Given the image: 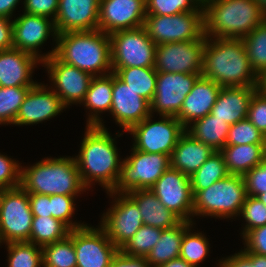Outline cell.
I'll use <instances>...</instances> for the list:
<instances>
[{"label": "cell", "instance_id": "56", "mask_svg": "<svg viewBox=\"0 0 266 267\" xmlns=\"http://www.w3.org/2000/svg\"><path fill=\"white\" fill-rule=\"evenodd\" d=\"M159 267H194V266L190 265L184 259L179 257L176 259H172L169 262L160 265Z\"/></svg>", "mask_w": 266, "mask_h": 267}, {"label": "cell", "instance_id": "52", "mask_svg": "<svg viewBox=\"0 0 266 267\" xmlns=\"http://www.w3.org/2000/svg\"><path fill=\"white\" fill-rule=\"evenodd\" d=\"M13 48V20L0 17V51Z\"/></svg>", "mask_w": 266, "mask_h": 267}, {"label": "cell", "instance_id": "1", "mask_svg": "<svg viewBox=\"0 0 266 267\" xmlns=\"http://www.w3.org/2000/svg\"><path fill=\"white\" fill-rule=\"evenodd\" d=\"M202 76L221 87H258L242 39L207 37Z\"/></svg>", "mask_w": 266, "mask_h": 267}, {"label": "cell", "instance_id": "60", "mask_svg": "<svg viewBox=\"0 0 266 267\" xmlns=\"http://www.w3.org/2000/svg\"><path fill=\"white\" fill-rule=\"evenodd\" d=\"M3 190H4V189H3L2 187H0V196H1V193H2Z\"/></svg>", "mask_w": 266, "mask_h": 267}, {"label": "cell", "instance_id": "51", "mask_svg": "<svg viewBox=\"0 0 266 267\" xmlns=\"http://www.w3.org/2000/svg\"><path fill=\"white\" fill-rule=\"evenodd\" d=\"M110 267H150L145 257L128 256L121 252L112 258Z\"/></svg>", "mask_w": 266, "mask_h": 267}, {"label": "cell", "instance_id": "35", "mask_svg": "<svg viewBox=\"0 0 266 267\" xmlns=\"http://www.w3.org/2000/svg\"><path fill=\"white\" fill-rule=\"evenodd\" d=\"M42 259V267H77L72 230L66 238L43 246Z\"/></svg>", "mask_w": 266, "mask_h": 267}, {"label": "cell", "instance_id": "7", "mask_svg": "<svg viewBox=\"0 0 266 267\" xmlns=\"http://www.w3.org/2000/svg\"><path fill=\"white\" fill-rule=\"evenodd\" d=\"M132 150L131 155L123 160L119 178L111 192L129 193L133 190L151 189L170 167V156L167 154Z\"/></svg>", "mask_w": 266, "mask_h": 267}, {"label": "cell", "instance_id": "16", "mask_svg": "<svg viewBox=\"0 0 266 267\" xmlns=\"http://www.w3.org/2000/svg\"><path fill=\"white\" fill-rule=\"evenodd\" d=\"M202 74L167 73L157 74L156 90L150 103L151 114L176 117L185 97L190 93Z\"/></svg>", "mask_w": 266, "mask_h": 267}, {"label": "cell", "instance_id": "36", "mask_svg": "<svg viewBox=\"0 0 266 267\" xmlns=\"http://www.w3.org/2000/svg\"><path fill=\"white\" fill-rule=\"evenodd\" d=\"M242 40L250 65L259 77L266 71V19Z\"/></svg>", "mask_w": 266, "mask_h": 267}, {"label": "cell", "instance_id": "11", "mask_svg": "<svg viewBox=\"0 0 266 267\" xmlns=\"http://www.w3.org/2000/svg\"><path fill=\"white\" fill-rule=\"evenodd\" d=\"M152 115L128 131L134 137L133 148L145 153L171 156L179 137L185 132V127L176 117L161 116V120L154 122Z\"/></svg>", "mask_w": 266, "mask_h": 267}, {"label": "cell", "instance_id": "47", "mask_svg": "<svg viewBox=\"0 0 266 267\" xmlns=\"http://www.w3.org/2000/svg\"><path fill=\"white\" fill-rule=\"evenodd\" d=\"M246 193L257 197L266 192V158L256 167L243 175Z\"/></svg>", "mask_w": 266, "mask_h": 267}, {"label": "cell", "instance_id": "8", "mask_svg": "<svg viewBox=\"0 0 266 267\" xmlns=\"http://www.w3.org/2000/svg\"><path fill=\"white\" fill-rule=\"evenodd\" d=\"M143 27L156 45L202 39L204 8L175 15H146Z\"/></svg>", "mask_w": 266, "mask_h": 267}, {"label": "cell", "instance_id": "14", "mask_svg": "<svg viewBox=\"0 0 266 267\" xmlns=\"http://www.w3.org/2000/svg\"><path fill=\"white\" fill-rule=\"evenodd\" d=\"M72 241L77 267H110L112 258L119 251L101 226L94 228L85 224L73 229Z\"/></svg>", "mask_w": 266, "mask_h": 267}, {"label": "cell", "instance_id": "2", "mask_svg": "<svg viewBox=\"0 0 266 267\" xmlns=\"http://www.w3.org/2000/svg\"><path fill=\"white\" fill-rule=\"evenodd\" d=\"M78 156H75L80 179L86 189L99 182L111 192L119 178L121 164L115 139L104 127L87 125Z\"/></svg>", "mask_w": 266, "mask_h": 267}, {"label": "cell", "instance_id": "24", "mask_svg": "<svg viewBox=\"0 0 266 267\" xmlns=\"http://www.w3.org/2000/svg\"><path fill=\"white\" fill-rule=\"evenodd\" d=\"M221 88L219 84L201 75L185 97L176 118L187 128L194 120L210 114Z\"/></svg>", "mask_w": 266, "mask_h": 267}, {"label": "cell", "instance_id": "54", "mask_svg": "<svg viewBox=\"0 0 266 267\" xmlns=\"http://www.w3.org/2000/svg\"><path fill=\"white\" fill-rule=\"evenodd\" d=\"M20 0H0V17L10 19Z\"/></svg>", "mask_w": 266, "mask_h": 267}, {"label": "cell", "instance_id": "10", "mask_svg": "<svg viewBox=\"0 0 266 267\" xmlns=\"http://www.w3.org/2000/svg\"><path fill=\"white\" fill-rule=\"evenodd\" d=\"M110 41L112 68L154 67L156 44L143 26L116 31Z\"/></svg>", "mask_w": 266, "mask_h": 267}, {"label": "cell", "instance_id": "33", "mask_svg": "<svg viewBox=\"0 0 266 267\" xmlns=\"http://www.w3.org/2000/svg\"><path fill=\"white\" fill-rule=\"evenodd\" d=\"M70 231L65 223L52 216H33L30 243L43 247L66 238Z\"/></svg>", "mask_w": 266, "mask_h": 267}, {"label": "cell", "instance_id": "57", "mask_svg": "<svg viewBox=\"0 0 266 267\" xmlns=\"http://www.w3.org/2000/svg\"><path fill=\"white\" fill-rule=\"evenodd\" d=\"M258 89L266 94V71L259 76Z\"/></svg>", "mask_w": 266, "mask_h": 267}, {"label": "cell", "instance_id": "38", "mask_svg": "<svg viewBox=\"0 0 266 267\" xmlns=\"http://www.w3.org/2000/svg\"><path fill=\"white\" fill-rule=\"evenodd\" d=\"M162 230L143 224L120 251L128 256L146 257L159 241Z\"/></svg>", "mask_w": 266, "mask_h": 267}, {"label": "cell", "instance_id": "26", "mask_svg": "<svg viewBox=\"0 0 266 267\" xmlns=\"http://www.w3.org/2000/svg\"><path fill=\"white\" fill-rule=\"evenodd\" d=\"M214 152L211 146L194 139L185 131L170 156V167L190 177Z\"/></svg>", "mask_w": 266, "mask_h": 267}, {"label": "cell", "instance_id": "21", "mask_svg": "<svg viewBox=\"0 0 266 267\" xmlns=\"http://www.w3.org/2000/svg\"><path fill=\"white\" fill-rule=\"evenodd\" d=\"M100 0H59L57 34L98 30Z\"/></svg>", "mask_w": 266, "mask_h": 267}, {"label": "cell", "instance_id": "39", "mask_svg": "<svg viewBox=\"0 0 266 267\" xmlns=\"http://www.w3.org/2000/svg\"><path fill=\"white\" fill-rule=\"evenodd\" d=\"M190 226L185 232L181 242L180 258L190 265L198 267L209 253V243L202 233L190 232Z\"/></svg>", "mask_w": 266, "mask_h": 267}, {"label": "cell", "instance_id": "13", "mask_svg": "<svg viewBox=\"0 0 266 267\" xmlns=\"http://www.w3.org/2000/svg\"><path fill=\"white\" fill-rule=\"evenodd\" d=\"M205 43L206 36L198 40L156 45L154 68L158 73L202 74Z\"/></svg>", "mask_w": 266, "mask_h": 267}, {"label": "cell", "instance_id": "53", "mask_svg": "<svg viewBox=\"0 0 266 267\" xmlns=\"http://www.w3.org/2000/svg\"><path fill=\"white\" fill-rule=\"evenodd\" d=\"M219 267H256L252 261L242 252L220 260Z\"/></svg>", "mask_w": 266, "mask_h": 267}, {"label": "cell", "instance_id": "9", "mask_svg": "<svg viewBox=\"0 0 266 267\" xmlns=\"http://www.w3.org/2000/svg\"><path fill=\"white\" fill-rule=\"evenodd\" d=\"M33 214L28 193L21 187L0 196V243L30 242Z\"/></svg>", "mask_w": 266, "mask_h": 267}, {"label": "cell", "instance_id": "34", "mask_svg": "<svg viewBox=\"0 0 266 267\" xmlns=\"http://www.w3.org/2000/svg\"><path fill=\"white\" fill-rule=\"evenodd\" d=\"M229 175L224 158L220 151H215L203 165L190 176L193 196L200 190L206 189L216 181Z\"/></svg>", "mask_w": 266, "mask_h": 267}, {"label": "cell", "instance_id": "15", "mask_svg": "<svg viewBox=\"0 0 266 267\" xmlns=\"http://www.w3.org/2000/svg\"><path fill=\"white\" fill-rule=\"evenodd\" d=\"M151 191L159 201L182 221L193 222V194L190 177L169 167L155 182Z\"/></svg>", "mask_w": 266, "mask_h": 267}, {"label": "cell", "instance_id": "25", "mask_svg": "<svg viewBox=\"0 0 266 267\" xmlns=\"http://www.w3.org/2000/svg\"><path fill=\"white\" fill-rule=\"evenodd\" d=\"M258 87H222L211 115L229 125L247 118L249 104Z\"/></svg>", "mask_w": 266, "mask_h": 267}, {"label": "cell", "instance_id": "50", "mask_svg": "<svg viewBox=\"0 0 266 267\" xmlns=\"http://www.w3.org/2000/svg\"><path fill=\"white\" fill-rule=\"evenodd\" d=\"M28 199L33 216H52L49 195L28 193Z\"/></svg>", "mask_w": 266, "mask_h": 267}, {"label": "cell", "instance_id": "43", "mask_svg": "<svg viewBox=\"0 0 266 267\" xmlns=\"http://www.w3.org/2000/svg\"><path fill=\"white\" fill-rule=\"evenodd\" d=\"M240 214L247 222L242 237L250 230L266 225V205L257 197L247 195Z\"/></svg>", "mask_w": 266, "mask_h": 267}, {"label": "cell", "instance_id": "44", "mask_svg": "<svg viewBox=\"0 0 266 267\" xmlns=\"http://www.w3.org/2000/svg\"><path fill=\"white\" fill-rule=\"evenodd\" d=\"M76 196L54 194L50 196L52 217L65 223L71 230L80 228L85 224L72 223L71 217L75 212L74 200Z\"/></svg>", "mask_w": 266, "mask_h": 267}, {"label": "cell", "instance_id": "31", "mask_svg": "<svg viewBox=\"0 0 266 267\" xmlns=\"http://www.w3.org/2000/svg\"><path fill=\"white\" fill-rule=\"evenodd\" d=\"M185 128L194 139L211 146L215 151H220L226 146L230 125L211 114L194 120ZM190 127V128H189Z\"/></svg>", "mask_w": 266, "mask_h": 267}, {"label": "cell", "instance_id": "30", "mask_svg": "<svg viewBox=\"0 0 266 267\" xmlns=\"http://www.w3.org/2000/svg\"><path fill=\"white\" fill-rule=\"evenodd\" d=\"M192 225L193 222L181 221L172 228L163 229L159 241L145 257L150 267H159L179 258L184 232Z\"/></svg>", "mask_w": 266, "mask_h": 267}, {"label": "cell", "instance_id": "12", "mask_svg": "<svg viewBox=\"0 0 266 267\" xmlns=\"http://www.w3.org/2000/svg\"><path fill=\"white\" fill-rule=\"evenodd\" d=\"M114 204L103 214L100 226L110 241L121 250L143 225L141 212L136 202L127 193L109 192Z\"/></svg>", "mask_w": 266, "mask_h": 267}, {"label": "cell", "instance_id": "19", "mask_svg": "<svg viewBox=\"0 0 266 267\" xmlns=\"http://www.w3.org/2000/svg\"><path fill=\"white\" fill-rule=\"evenodd\" d=\"M50 35L56 41L58 34L55 24L48 17L24 12L13 20V48L26 51L41 61H43V55L38 54L39 47L46 42Z\"/></svg>", "mask_w": 266, "mask_h": 267}, {"label": "cell", "instance_id": "37", "mask_svg": "<svg viewBox=\"0 0 266 267\" xmlns=\"http://www.w3.org/2000/svg\"><path fill=\"white\" fill-rule=\"evenodd\" d=\"M8 267L43 266L42 247L30 242L7 243Z\"/></svg>", "mask_w": 266, "mask_h": 267}, {"label": "cell", "instance_id": "20", "mask_svg": "<svg viewBox=\"0 0 266 267\" xmlns=\"http://www.w3.org/2000/svg\"><path fill=\"white\" fill-rule=\"evenodd\" d=\"M111 114L123 130L128 132L134 125L151 114L150 103L137 95L113 73Z\"/></svg>", "mask_w": 266, "mask_h": 267}, {"label": "cell", "instance_id": "18", "mask_svg": "<svg viewBox=\"0 0 266 267\" xmlns=\"http://www.w3.org/2000/svg\"><path fill=\"white\" fill-rule=\"evenodd\" d=\"M145 0H100L98 29L106 34L144 26Z\"/></svg>", "mask_w": 266, "mask_h": 267}, {"label": "cell", "instance_id": "27", "mask_svg": "<svg viewBox=\"0 0 266 267\" xmlns=\"http://www.w3.org/2000/svg\"><path fill=\"white\" fill-rule=\"evenodd\" d=\"M127 194L136 202L144 225L169 229L182 221L159 201L151 189L133 190Z\"/></svg>", "mask_w": 266, "mask_h": 267}, {"label": "cell", "instance_id": "46", "mask_svg": "<svg viewBox=\"0 0 266 267\" xmlns=\"http://www.w3.org/2000/svg\"><path fill=\"white\" fill-rule=\"evenodd\" d=\"M21 168L17 161L0 153V187L17 188L21 184Z\"/></svg>", "mask_w": 266, "mask_h": 267}, {"label": "cell", "instance_id": "45", "mask_svg": "<svg viewBox=\"0 0 266 267\" xmlns=\"http://www.w3.org/2000/svg\"><path fill=\"white\" fill-rule=\"evenodd\" d=\"M247 119L266 137V94L259 89L252 96Z\"/></svg>", "mask_w": 266, "mask_h": 267}, {"label": "cell", "instance_id": "28", "mask_svg": "<svg viewBox=\"0 0 266 267\" xmlns=\"http://www.w3.org/2000/svg\"><path fill=\"white\" fill-rule=\"evenodd\" d=\"M113 89V72L103 76H94L90 82L89 89L82 103L93 112L89 117L86 125L100 126L104 128L102 118L99 114L103 111H111Z\"/></svg>", "mask_w": 266, "mask_h": 267}, {"label": "cell", "instance_id": "17", "mask_svg": "<svg viewBox=\"0 0 266 267\" xmlns=\"http://www.w3.org/2000/svg\"><path fill=\"white\" fill-rule=\"evenodd\" d=\"M41 64L47 67L49 78L51 82L53 81L52 86H55L52 90L66 107L84 101L92 75L61 62L55 55L43 60Z\"/></svg>", "mask_w": 266, "mask_h": 267}, {"label": "cell", "instance_id": "32", "mask_svg": "<svg viewBox=\"0 0 266 267\" xmlns=\"http://www.w3.org/2000/svg\"><path fill=\"white\" fill-rule=\"evenodd\" d=\"M112 71L137 95L151 103L156 90L158 74L154 67L112 68Z\"/></svg>", "mask_w": 266, "mask_h": 267}, {"label": "cell", "instance_id": "4", "mask_svg": "<svg viewBox=\"0 0 266 267\" xmlns=\"http://www.w3.org/2000/svg\"><path fill=\"white\" fill-rule=\"evenodd\" d=\"M203 8L207 37L242 39L266 19L255 0H206Z\"/></svg>", "mask_w": 266, "mask_h": 267}, {"label": "cell", "instance_id": "41", "mask_svg": "<svg viewBox=\"0 0 266 267\" xmlns=\"http://www.w3.org/2000/svg\"><path fill=\"white\" fill-rule=\"evenodd\" d=\"M146 15H175L181 12L199 11L201 0H145Z\"/></svg>", "mask_w": 266, "mask_h": 267}, {"label": "cell", "instance_id": "23", "mask_svg": "<svg viewBox=\"0 0 266 267\" xmlns=\"http://www.w3.org/2000/svg\"><path fill=\"white\" fill-rule=\"evenodd\" d=\"M37 63L42 61L36 56L19 49L0 51V87H32V73Z\"/></svg>", "mask_w": 266, "mask_h": 267}, {"label": "cell", "instance_id": "29", "mask_svg": "<svg viewBox=\"0 0 266 267\" xmlns=\"http://www.w3.org/2000/svg\"><path fill=\"white\" fill-rule=\"evenodd\" d=\"M220 153L228 173L243 176L266 158V145H226Z\"/></svg>", "mask_w": 266, "mask_h": 267}, {"label": "cell", "instance_id": "58", "mask_svg": "<svg viewBox=\"0 0 266 267\" xmlns=\"http://www.w3.org/2000/svg\"><path fill=\"white\" fill-rule=\"evenodd\" d=\"M261 7L265 17H266V0H255Z\"/></svg>", "mask_w": 266, "mask_h": 267}, {"label": "cell", "instance_id": "55", "mask_svg": "<svg viewBox=\"0 0 266 267\" xmlns=\"http://www.w3.org/2000/svg\"><path fill=\"white\" fill-rule=\"evenodd\" d=\"M256 267H266V256L258 255L251 252H243Z\"/></svg>", "mask_w": 266, "mask_h": 267}, {"label": "cell", "instance_id": "59", "mask_svg": "<svg viewBox=\"0 0 266 267\" xmlns=\"http://www.w3.org/2000/svg\"><path fill=\"white\" fill-rule=\"evenodd\" d=\"M257 198L266 205V192H263L262 194H259Z\"/></svg>", "mask_w": 266, "mask_h": 267}, {"label": "cell", "instance_id": "42", "mask_svg": "<svg viewBox=\"0 0 266 267\" xmlns=\"http://www.w3.org/2000/svg\"><path fill=\"white\" fill-rule=\"evenodd\" d=\"M266 145V137L246 118L230 125L226 145Z\"/></svg>", "mask_w": 266, "mask_h": 267}, {"label": "cell", "instance_id": "3", "mask_svg": "<svg viewBox=\"0 0 266 267\" xmlns=\"http://www.w3.org/2000/svg\"><path fill=\"white\" fill-rule=\"evenodd\" d=\"M52 55L93 77L113 72L110 35L99 29L58 34L56 46L43 55V60Z\"/></svg>", "mask_w": 266, "mask_h": 267}, {"label": "cell", "instance_id": "49", "mask_svg": "<svg viewBox=\"0 0 266 267\" xmlns=\"http://www.w3.org/2000/svg\"><path fill=\"white\" fill-rule=\"evenodd\" d=\"M246 248L242 252H251L266 256V225L250 230L244 237Z\"/></svg>", "mask_w": 266, "mask_h": 267}, {"label": "cell", "instance_id": "5", "mask_svg": "<svg viewBox=\"0 0 266 267\" xmlns=\"http://www.w3.org/2000/svg\"><path fill=\"white\" fill-rule=\"evenodd\" d=\"M24 168H21L20 186L27 193L78 196V193L86 190L73 157H47Z\"/></svg>", "mask_w": 266, "mask_h": 267}, {"label": "cell", "instance_id": "48", "mask_svg": "<svg viewBox=\"0 0 266 267\" xmlns=\"http://www.w3.org/2000/svg\"><path fill=\"white\" fill-rule=\"evenodd\" d=\"M23 4L25 13L45 16L54 21L58 12L59 0H24Z\"/></svg>", "mask_w": 266, "mask_h": 267}, {"label": "cell", "instance_id": "6", "mask_svg": "<svg viewBox=\"0 0 266 267\" xmlns=\"http://www.w3.org/2000/svg\"><path fill=\"white\" fill-rule=\"evenodd\" d=\"M246 196L243 176L229 174L193 196V215L224 219L240 216Z\"/></svg>", "mask_w": 266, "mask_h": 267}, {"label": "cell", "instance_id": "40", "mask_svg": "<svg viewBox=\"0 0 266 267\" xmlns=\"http://www.w3.org/2000/svg\"><path fill=\"white\" fill-rule=\"evenodd\" d=\"M31 87H0V125L14 124L20 106Z\"/></svg>", "mask_w": 266, "mask_h": 267}, {"label": "cell", "instance_id": "22", "mask_svg": "<svg viewBox=\"0 0 266 267\" xmlns=\"http://www.w3.org/2000/svg\"><path fill=\"white\" fill-rule=\"evenodd\" d=\"M66 106L53 90L36 83L26 94L14 125H33L57 116Z\"/></svg>", "mask_w": 266, "mask_h": 267}]
</instances>
